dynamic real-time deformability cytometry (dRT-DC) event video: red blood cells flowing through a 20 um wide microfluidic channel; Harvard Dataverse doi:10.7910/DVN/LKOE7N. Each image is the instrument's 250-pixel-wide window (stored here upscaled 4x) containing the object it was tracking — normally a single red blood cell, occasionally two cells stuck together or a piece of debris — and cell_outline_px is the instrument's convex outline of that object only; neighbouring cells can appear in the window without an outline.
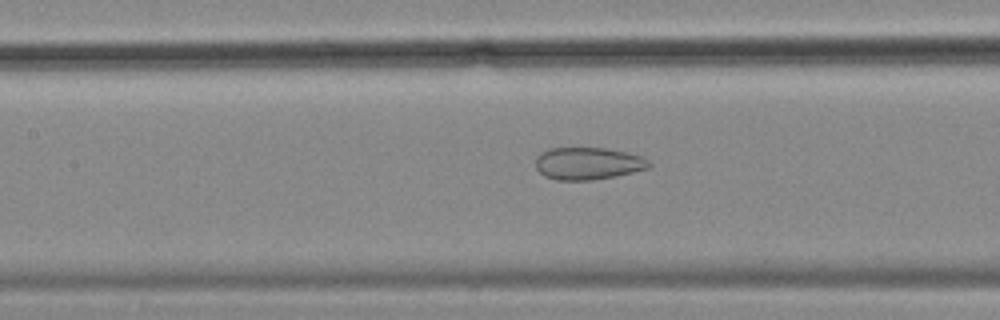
{"species": "common noctule bat (a hibernating species)", "species_latin": "Nyctalus noctula", "temperature_condition": "cold", "stored_images_in_passage": 43, "camera_frame_rate_fps": 3000, "um_per_image_px": 0.085, "animal": {"sex": "female", "body_mass_g": 18.4}, "frame": {"image": 1, "passage_image": 12, "time_ms": 3.667, "image_size_px": [1000, 320], "cell_outline_px": [[652, 164], [648, 168], [616, 176], [592, 180], [556, 180], [544, 176], [536, 168], [536, 156], [540, 152], [548, 148], [604, 148], [628, 152], [640, 156], [648, 160]], "centroid_in_image_um": [49.95, 13.89], "position_along_channel_um": 157.4, "area_um2": 21.44}}
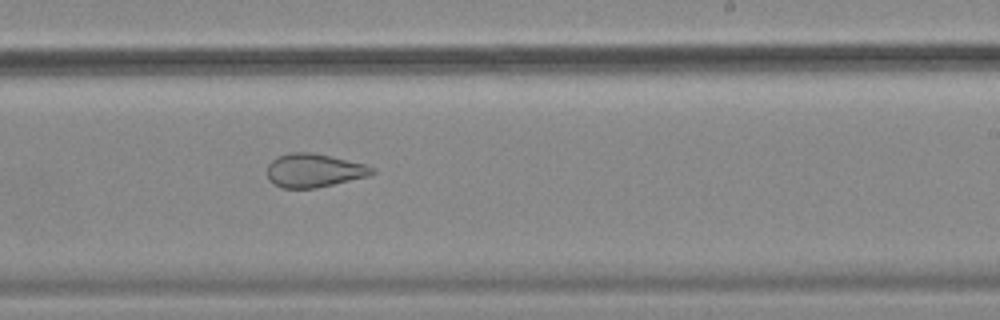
{"frame": {"image": 2, "passage_image": 21, "time_ms": 6.667, "image_size_px": [1000, 320], "cell_outline_px": [[376, 172], [368, 176], [316, 188], [284, 188], [268, 180], [268, 164], [276, 156], [288, 152], [312, 152], [368, 164], [376, 168]], "centroid_in_image_um": [26.72, 14.47], "position_along_channel_um": 262.3, "area_um2": 20.69}}
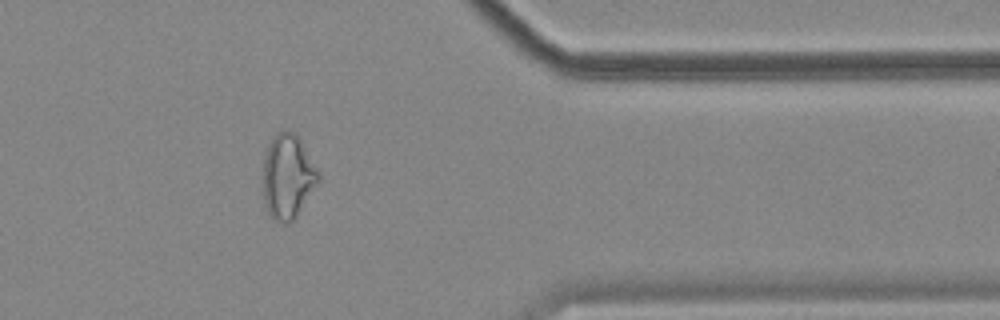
{"frame": {"image": 3, "passage_image": 33, "time_ms": 10.667, "image_size_px": [1000, 320], "cell_outline_px": [[320, 180], [296, 216], [292, 220], [284, 224], [272, 220], [268, 216], [264, 200], [264, 156], [268, 144], [272, 136], [284, 128], [296, 132], [316, 168], [320, 176]], "centroid_in_image_um": [24.44, 14.99], "position_along_channel_um": 387.0, "area_um2": 27.28}, "authors_computed_cell_mechanics": {"area_um2": 24.9118, "velocity_mm_per_s": 3.5123, "shape_relaxation_time_tau1_ms": null, "shape_relaxation_time_tau2_ms": 2.2607, "deformation_change_tau1": null, "deformation_change_tau2": 0.1001}}